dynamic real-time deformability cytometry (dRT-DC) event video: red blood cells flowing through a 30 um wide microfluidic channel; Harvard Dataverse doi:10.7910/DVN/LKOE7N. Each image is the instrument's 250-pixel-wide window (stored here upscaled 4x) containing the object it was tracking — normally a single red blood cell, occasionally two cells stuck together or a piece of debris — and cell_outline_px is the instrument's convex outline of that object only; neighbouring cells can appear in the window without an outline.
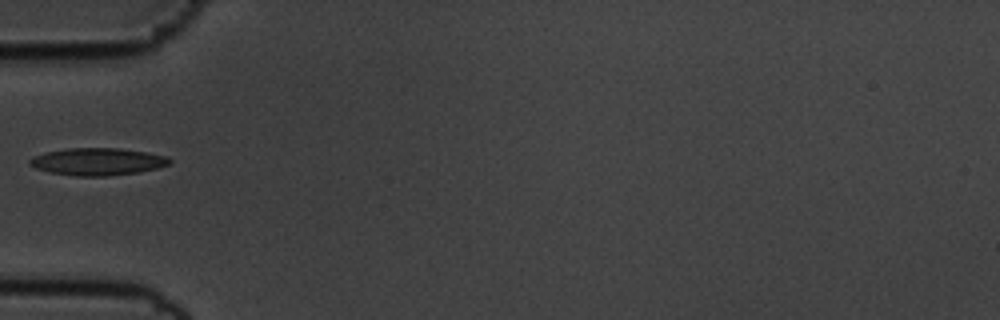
{"species": "common noctule bat (a hibernating species)", "species_latin": "Nyctalus noctula", "temperature_condition": "cold", "stored_images_in_passage": 33, "camera_frame_rate_fps": 3000, "um_per_image_px": 0.085, "animal": {"sex": "male", "body_mass_g": 19.5, "forearm_length_mm": 54.6}, "frame": {"image": 1, "passage_image": 1, "time_ms": 0.0, "image_size_px": [1000, 320], "cell_outline_px": [[172, 160], [168, 164], [156, 168], [136, 172], [108, 176], [76, 176], [52, 172], [36, 168], [28, 164], [28, 160], [36, 156], [48, 152], [68, 148], [120, 148], [148, 152], [168, 156]], "centroid_in_image_um": [8.32, 13.73], "position_along_channel_um": 76.7, "area_um2": 22.02}}
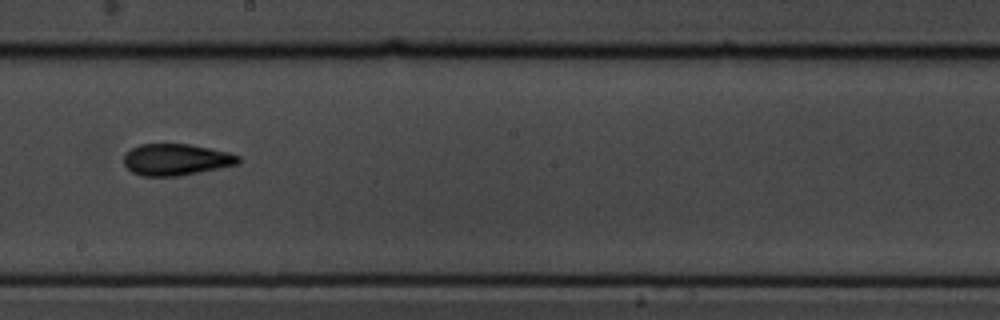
{"frame": {"image": 2, "passage_image": 14, "time_ms": 4.333, "image_size_px": [1000, 320], "cell_outline_px": [[240, 160], [236, 164], [180, 176], [140, 176], [132, 172], [124, 164], [124, 156], [132, 148], [140, 144], [188, 144], [228, 152], [240, 156]], "centroid_in_image_um": [14.94, 13.57], "position_along_channel_um": 233.3, "area_um2": 20.81}}
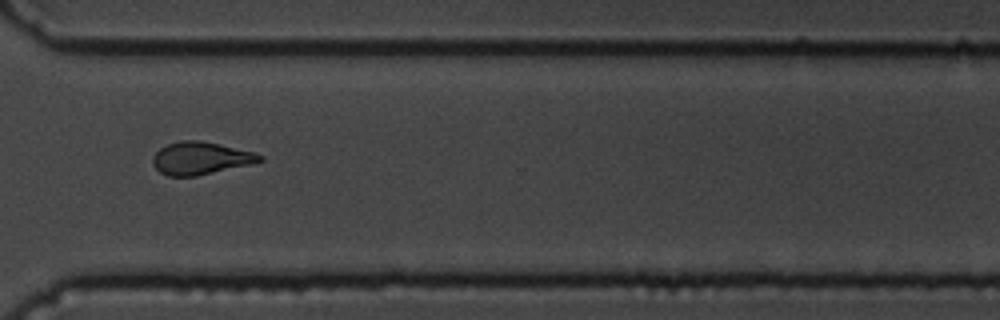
{"frame": {"image": 3, "passage_image": 24, "time_ms": 7.667, "image_size_px": [1000, 320], "cell_outline_px": [[264, 160], [248, 164], [196, 176], [168, 176], [160, 172], [152, 164], [152, 156], [160, 148], [168, 144], [184, 140], [200, 140], [220, 144], [256, 152], [264, 156]], "centroid_in_image_um": [17.04, 13.44], "position_along_channel_um": 353.6, "area_um2": 20.23}}